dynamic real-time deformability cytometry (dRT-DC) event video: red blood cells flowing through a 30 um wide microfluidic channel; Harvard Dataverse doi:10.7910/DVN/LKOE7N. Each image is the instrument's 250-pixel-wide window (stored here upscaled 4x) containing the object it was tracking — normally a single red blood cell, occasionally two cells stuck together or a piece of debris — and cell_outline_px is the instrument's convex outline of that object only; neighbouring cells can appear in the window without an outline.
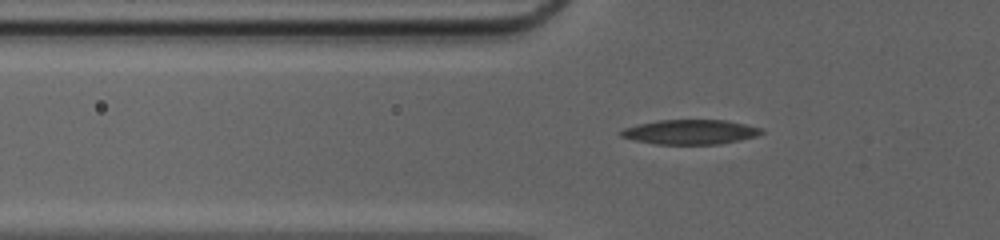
{"species": "common noctule bat (a hibernating species)", "species_latin": "Nyctalus noctula", "temperature_condition": "cold", "stored_images_in_passage": 36, "camera_frame_rate_fps": 3000, "um_per_image_px": 0.085, "animal": {"sex": "female", "body_mass_g": 20.0, "forearm_length_mm": 54.0}, "frame": {"image": 1, "passage_image": 4, "time_ms": 1.0, "image_size_px": [1000, 240], "cell_outline_px": [[764, 132], [756, 136], [740, 140], [720, 144], [656, 144], [636, 140], [620, 136], [620, 132], [624, 128], [636, 124], [660, 120], [724, 120], [744, 124], [760, 128]], "centroid_in_image_um": [58.66, 11.22], "position_along_channel_um": 67.1, "area_um2": 20.0}}
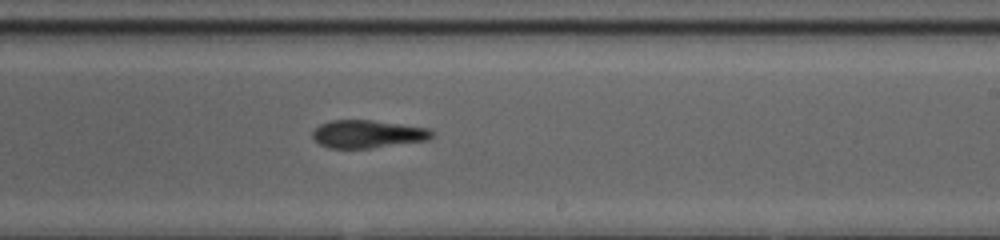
{"frame": {"image": 2, "passage_image": 18, "time_ms": 5.667, "image_size_px": [1000, 240], "cell_outline_px": [[436, 132], [428, 140], [372, 148], [328, 148], [320, 144], [312, 136], [312, 132], [320, 124], [328, 120], [372, 120], [428, 128]], "centroid_in_image_um": [31.25, 11.39], "position_along_channel_um": 257.7, "area_um2": 19.42}}
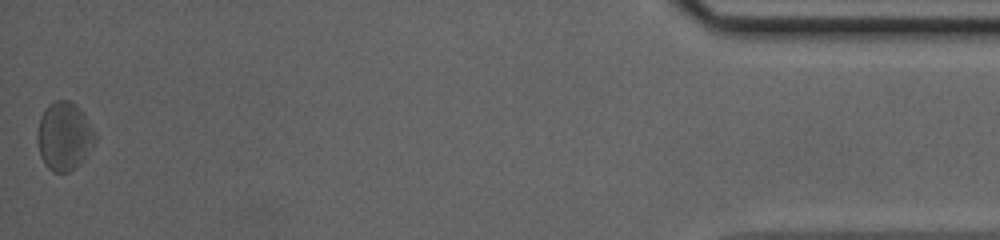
{"frame": {"image": 3, "passage_image": 36, "time_ms": 11.667, "image_size_px": [1000, 240], "cell_outline_px": [[96, 136], [84, 160], [76, 168], [68, 172], [52, 172], [44, 164], [40, 156], [36, 140], [36, 132], [40, 116], [44, 108], [52, 100], [68, 100], [84, 112], [96, 132]], "centroid_in_image_um": [5.42, 11.57], "position_along_channel_um": 429.8, "area_um2": 23.41}, "authors_computed_cell_mechanics": {"area_um2": 20.5479, "velocity_mm_per_s": 4.1775, "shape_relaxation_time_tau1_ms": 5.5663, "shape_relaxation_time_tau2_ms": 3.3806, "deformation_change_tau1": 0.1396, "deformation_change_tau2": 0.1289}}